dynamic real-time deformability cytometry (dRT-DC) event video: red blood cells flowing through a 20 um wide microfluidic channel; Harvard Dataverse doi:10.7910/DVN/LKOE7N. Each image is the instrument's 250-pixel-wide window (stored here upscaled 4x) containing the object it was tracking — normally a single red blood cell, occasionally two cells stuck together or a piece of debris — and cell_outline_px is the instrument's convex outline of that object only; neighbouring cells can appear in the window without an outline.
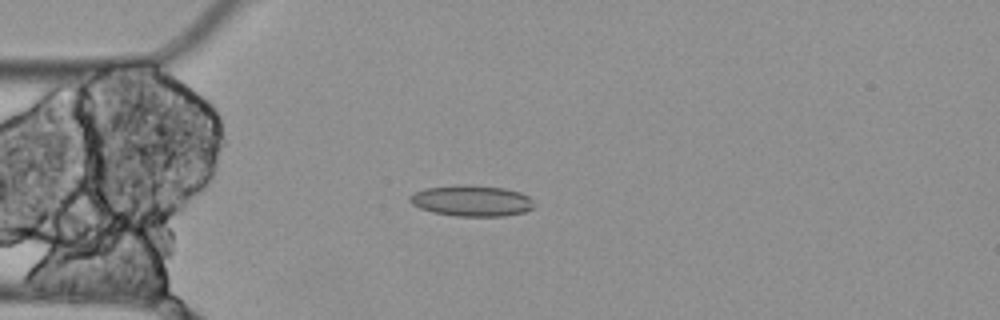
{"species": "Egyptian fruit bat (a non-hibernating species)", "species_latin": "Rousettus aegyptiacus", "temperature_condition": "cold", "stored_images_in_passage": 5, "camera_frame_rate_fps": 3000, "um_per_image_px": 0.085, "animal": {"sex": "female"}, "frame": {"image": 1, "passage_image": 5, "time_ms": 1.333, "image_size_px": [1000, 320], "cell_outline_px": [[532, 208], [524, 212], [504, 216], [456, 216], [432, 212], [420, 208], [412, 204], [408, 200], [408, 196], [424, 188], [468, 184], [504, 188], [520, 192], [528, 196], [532, 200]], "centroid_in_image_um": [40.06, 17.06], "position_along_channel_um": 44.9, "area_um2": 22.43}}